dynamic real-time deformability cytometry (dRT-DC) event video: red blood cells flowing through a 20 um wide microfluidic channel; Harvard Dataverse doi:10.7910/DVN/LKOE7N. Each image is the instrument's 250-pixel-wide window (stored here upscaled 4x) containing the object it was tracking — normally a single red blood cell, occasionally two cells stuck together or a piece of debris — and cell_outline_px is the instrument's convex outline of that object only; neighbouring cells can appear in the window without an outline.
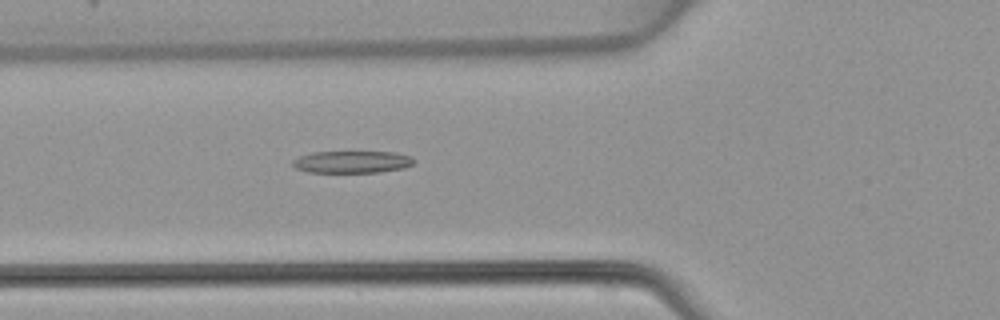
{"species": "common noctule bat (a hibernating species)", "species_latin": "Nyctalus noctula", "temperature_condition": "warm", "stored_images_in_passage": 48, "camera_frame_rate_fps": 3000, "um_per_image_px": 0.085, "animal": {"sex": "female", "body_mass_g": 22.7, "forearm_length_mm": 54.2}, "frame": {"image": 1, "passage_image": 18, "time_ms": 5.667, "image_size_px": [1000, 320], "cell_outline_px": [[416, 160], [412, 164], [404, 168], [380, 172], [308, 172], [296, 168], [292, 164], [292, 160], [300, 156], [312, 152], [396, 152], [412, 156]], "centroid_in_image_um": [29.96, 13.76], "position_along_channel_um": 95.8, "area_um2": 15.66}}
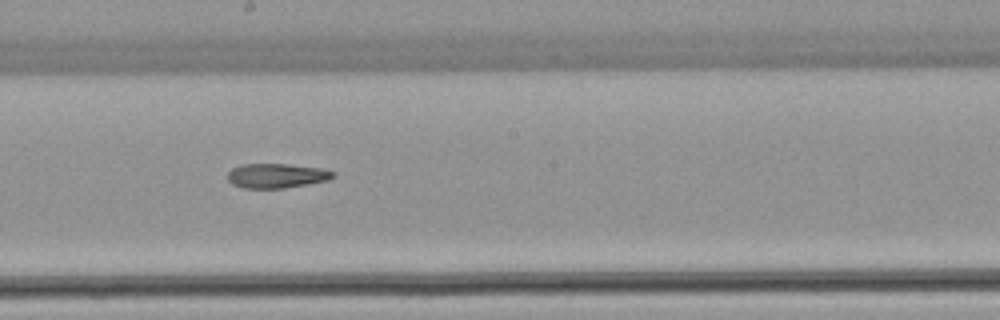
{"frame": {"image": 2, "passage_image": 27, "time_ms": 8.667, "image_size_px": [1000, 320], "cell_outline_px": [[336, 176], [328, 180], [308, 184], [284, 188], [244, 188], [232, 184], [228, 180], [228, 172], [232, 168], [240, 164], [288, 164], [324, 168], [336, 172]], "centroid_in_image_um": [23.54, 14.93], "position_along_channel_um": 224.7, "area_um2": 15.26}}
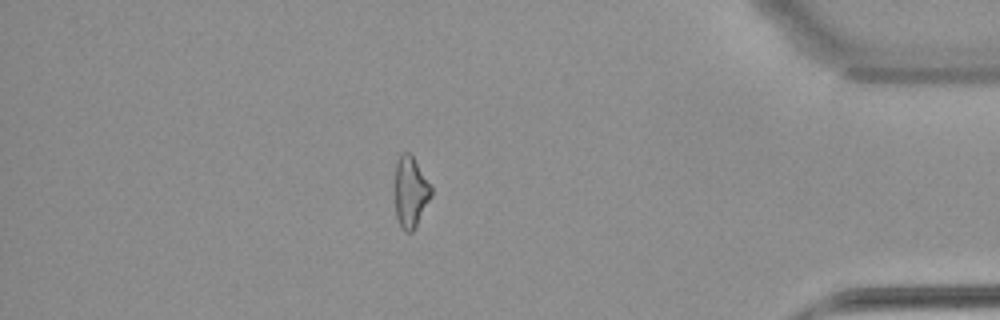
{"frame": {"image": 3, "passage_image": 42, "time_ms": 13.667, "image_size_px": [1000, 320], "cell_outline_px": [[432, 196], [416, 228], [412, 232], [404, 232], [400, 228], [396, 216], [396, 160], [400, 152], [412, 152], [432, 184]], "centroid_in_image_um": [34.94, 16.28], "position_along_channel_um": 400.3, "area_um2": 15.66}}